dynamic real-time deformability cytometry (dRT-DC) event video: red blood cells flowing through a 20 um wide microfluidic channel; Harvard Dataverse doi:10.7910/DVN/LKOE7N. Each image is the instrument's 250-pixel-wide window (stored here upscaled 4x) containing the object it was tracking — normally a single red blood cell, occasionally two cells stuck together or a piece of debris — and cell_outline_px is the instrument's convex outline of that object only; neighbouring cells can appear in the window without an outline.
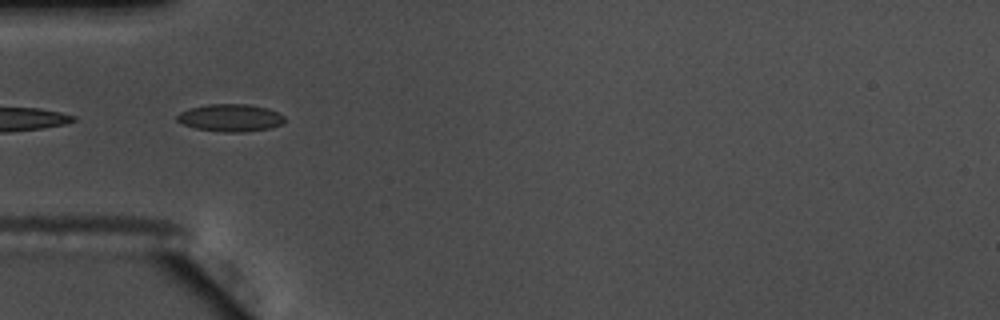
{"species": "common noctule bat (a hibernating species)", "species_latin": "Nyctalus noctula", "temperature_condition": "warm", "stored_images_in_passage": 19, "segment_of_instrument_passage": [2, 2], "camera_frame_rate_fps": 3000, "um_per_image_px": 0.085, "animal": {"sex": "male", "body_mass_g": 17.5, "forearm_length_mm": 52.3}, "frame": {"image": 1, "passage_image": 17, "time_ms": 5.333, "image_size_px": [1000, 320], "cell_outline_px": [[284, 120], [280, 124], [272, 128], [244, 132], [224, 132], [196, 128], [184, 124], [176, 120], [176, 116], [180, 112], [192, 108], [208, 104], [248, 104], [268, 108], [284, 116]], "centroid_in_image_um": [19.59, 10.01], "position_along_channel_um": 65.4, "area_um2": 17.05}}